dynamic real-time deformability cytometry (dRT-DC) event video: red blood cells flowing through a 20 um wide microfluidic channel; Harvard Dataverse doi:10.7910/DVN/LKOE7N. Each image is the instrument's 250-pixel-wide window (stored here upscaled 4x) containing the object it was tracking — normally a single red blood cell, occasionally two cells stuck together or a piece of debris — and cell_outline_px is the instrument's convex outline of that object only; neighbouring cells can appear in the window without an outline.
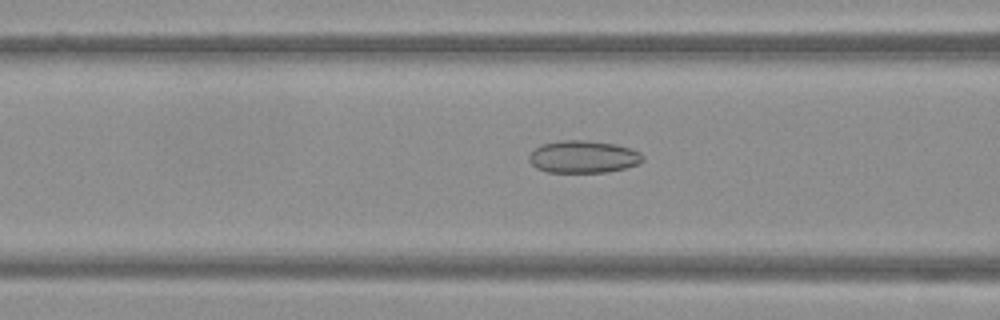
{"species": "Egyptian fruit bat (a non-hibernating species)", "species_latin": "Rousettus aegyptiacus", "temperature_condition": "warm", "stored_images_in_passage": 50, "camera_frame_rate_fps": 3000, "um_per_image_px": 0.085, "frame": {"image": 1, "passage_image": 20, "time_ms": 6.333, "image_size_px": [1000, 320], "cell_outline_px": [[644, 160], [640, 164], [608, 172], [548, 172], [536, 168], [528, 160], [528, 156], [540, 144], [560, 140], [584, 140], [616, 144], [632, 148], [640, 152], [644, 156]], "centroid_in_image_um": [49.6, 13.32], "position_along_channel_um": 117.0, "area_um2": 21.68}}
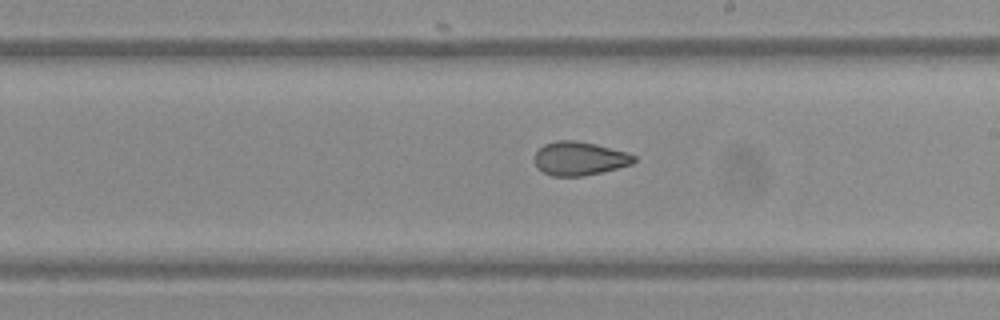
{"frame": {"image": 2, "passage_image": 29, "time_ms": 9.333, "image_size_px": [1000, 320], "cell_outline_px": [[636, 160], [632, 164], [584, 176], [552, 176], [536, 168], [536, 152], [544, 144], [556, 140], [576, 140], [596, 144], [628, 152], [636, 156]], "centroid_in_image_um": [49.27, 13.46], "position_along_channel_um": 239.7, "area_um2": 19.48}}
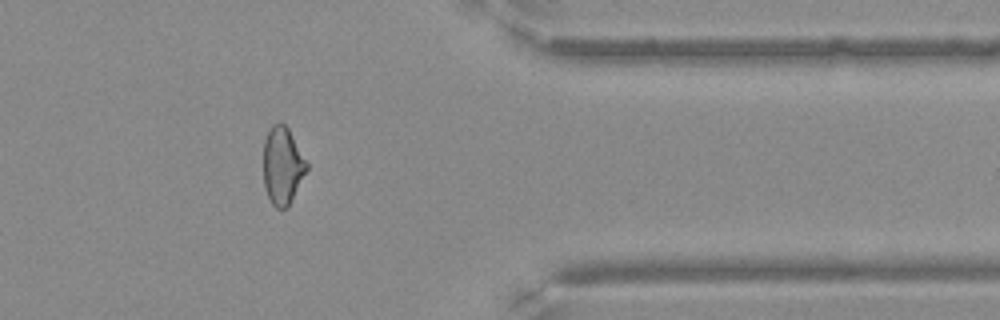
{"frame": {"image": 3, "passage_image": 41, "time_ms": 13.333, "image_size_px": [1000, 320], "cell_outline_px": [[308, 168], [288, 208], [276, 208], [272, 204], [264, 188], [264, 140], [272, 124], [280, 120], [288, 128], [308, 164]], "centroid_in_image_um": [24.01, 14.08], "position_along_channel_um": 387.4, "area_um2": 19.54}}